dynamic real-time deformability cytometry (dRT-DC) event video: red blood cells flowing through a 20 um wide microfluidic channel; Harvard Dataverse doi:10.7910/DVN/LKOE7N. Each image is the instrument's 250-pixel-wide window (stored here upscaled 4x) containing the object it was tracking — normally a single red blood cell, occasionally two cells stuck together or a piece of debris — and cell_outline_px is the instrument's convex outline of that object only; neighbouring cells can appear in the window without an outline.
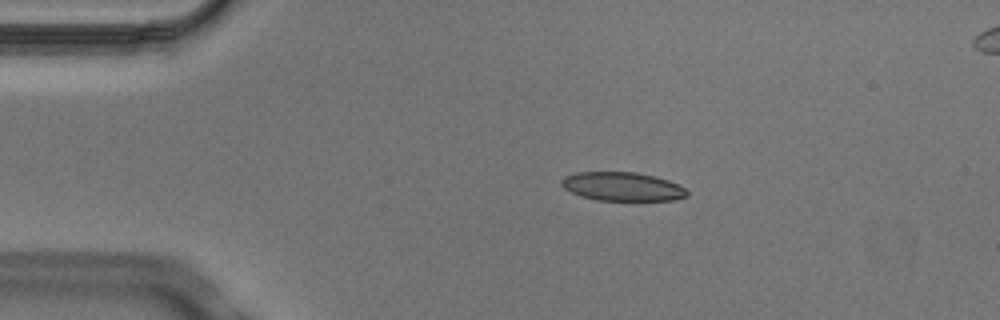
{"species": "Egyptian fruit bat (a non-hibernating species)", "species_latin": "Rousettus aegyptiacus", "temperature_condition": "cold", "stored_images_in_passage": 4, "camera_frame_rate_fps": 3000, "um_per_image_px": 0.085, "animal": {"sex": "male"}, "frame": {"image": 1, "passage_image": 2, "time_ms": 0.333, "image_size_px": [1000, 320], "cell_outline_px": [[688, 196], [676, 200], [596, 200], [580, 196], [564, 188], [560, 184], [560, 180], [564, 176], [576, 172], [636, 172], [656, 176], [668, 180], [684, 188], [688, 192]], "centroid_in_image_um": [52.88, 15.85], "position_along_channel_um": 32.1, "area_um2": 21.1}}